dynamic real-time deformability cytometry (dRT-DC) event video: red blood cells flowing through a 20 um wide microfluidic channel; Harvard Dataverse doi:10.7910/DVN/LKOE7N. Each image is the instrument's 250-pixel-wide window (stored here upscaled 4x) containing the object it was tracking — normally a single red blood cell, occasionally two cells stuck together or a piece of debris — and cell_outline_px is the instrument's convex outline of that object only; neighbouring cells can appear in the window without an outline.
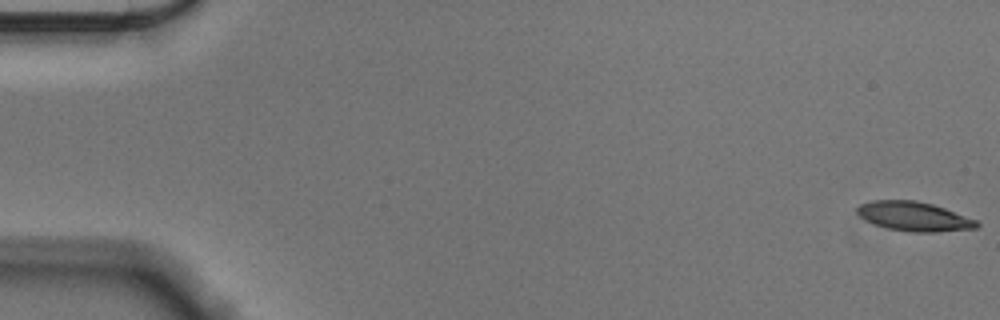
{"species": "Egyptian fruit bat (a non-hibernating species)", "species_latin": "Rousettus aegyptiacus", "temperature_condition": "cold", "stored_images_in_passage": 57, "camera_frame_rate_fps": 3000, "um_per_image_px": 0.085, "animal": {"sex": "male"}, "frame": {"image": 1, "passage_image": 1, "time_ms": 0.0, "image_size_px": [1000, 320], "cell_outline_px": [[980, 224], [976, 228], [936, 232], [912, 232], [888, 228], [864, 220], [856, 212], [856, 208], [860, 204], [872, 200], [916, 200], [932, 204], [944, 208], [976, 220]], "centroid_in_image_um": [77.66, 18.39], "position_along_channel_um": 7.3, "area_um2": 20.29}}
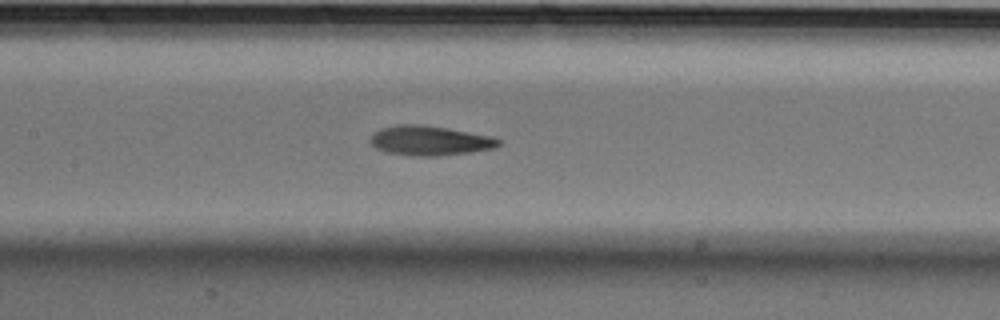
{"frame": {"image": 2, "passage_image": 27, "time_ms": 8.667, "image_size_px": [1000, 320], "cell_outline_px": [[504, 144], [496, 148], [472, 152], [436, 156], [412, 156], [388, 152], [376, 148], [368, 140], [372, 132], [380, 128], [396, 124], [424, 124], [448, 128], [492, 136], [504, 140]], "centroid_in_image_um": [36.57, 11.94], "position_along_channel_um": 170.8, "area_um2": 22.72}}
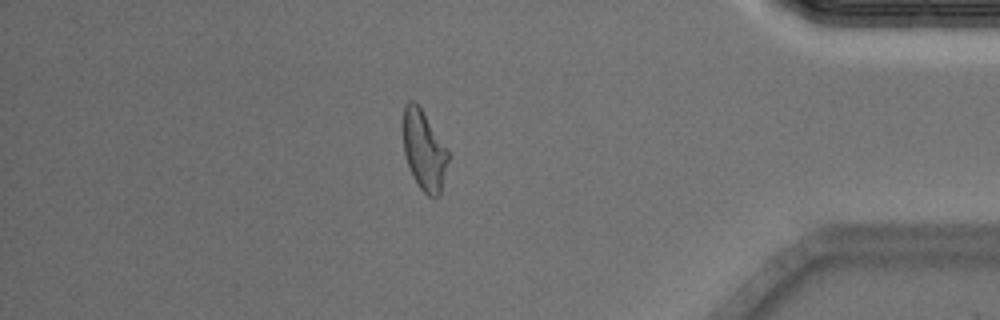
{"frame": {"image": 3, "passage_image": 49, "time_ms": 16.0, "image_size_px": [1000, 320], "cell_outline_px": [[448, 160], [440, 196], [428, 196], [420, 188], [412, 176], [404, 152], [404, 104], [408, 100], [416, 100], [448, 152]], "centroid_in_image_um": [36.03, 12.78], "position_along_channel_um": 399.2, "area_um2": 20.52}, "authors_computed_cell_mechanics": {"area_um2": 21.3282, "velocity_mm_per_s": 3.5664, "shape_relaxation_time_tau1_ms": 5.541, "shape_relaxation_time_tau2_ms": 3.1462, "deformation_change_tau1": 0.1801, "deformation_change_tau2": 0.1171}}